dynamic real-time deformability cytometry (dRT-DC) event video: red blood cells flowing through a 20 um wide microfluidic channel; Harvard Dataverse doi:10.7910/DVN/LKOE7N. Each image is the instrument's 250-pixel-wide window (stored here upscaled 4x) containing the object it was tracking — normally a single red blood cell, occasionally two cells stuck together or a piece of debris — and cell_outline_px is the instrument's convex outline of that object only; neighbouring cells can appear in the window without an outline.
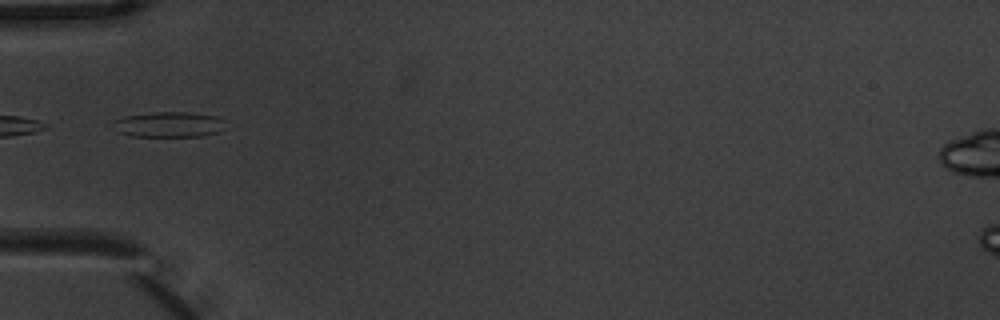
{"species": "common noctule bat (a hibernating species)", "species_latin": "Nyctalus noctula", "temperature_condition": "warm", "stored_images_in_passage": 6, "camera_frame_rate_fps": 3000, "um_per_image_px": 0.085, "animal": {"sex": "male", "body_mass_g": 20.1, "forearm_length_mm": 53.5}, "frame": {"image": 1, "passage_image": 6, "time_ms": 1.667, "image_size_px": [1000, 320], "cell_outline_px": [[228, 128], [220, 132], [204, 136], [132, 136], [116, 132], [112, 120], [124, 116], [152, 112], [188, 112], [216, 116], [224, 120]], "centroid_in_image_um": [14.39, 10.58], "position_along_channel_um": 70.6, "area_um2": 16.99}}